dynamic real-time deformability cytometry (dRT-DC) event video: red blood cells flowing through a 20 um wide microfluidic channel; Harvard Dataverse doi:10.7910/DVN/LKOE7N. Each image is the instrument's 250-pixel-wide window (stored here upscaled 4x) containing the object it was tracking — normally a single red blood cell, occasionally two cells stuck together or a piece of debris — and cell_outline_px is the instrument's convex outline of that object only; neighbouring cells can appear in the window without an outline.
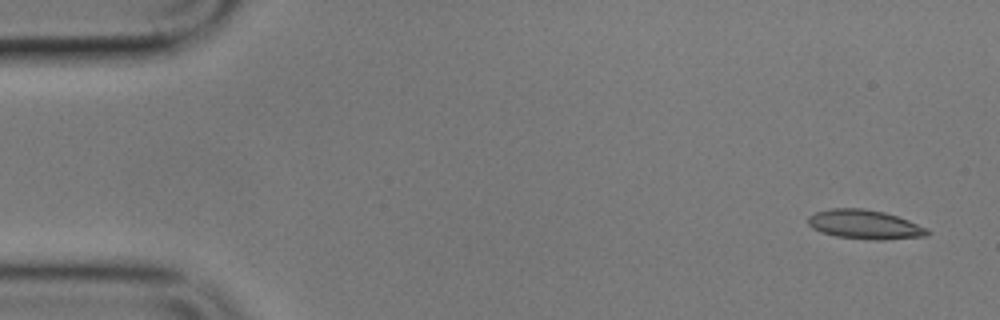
{"species": "common noctule bat (a hibernating species)", "species_latin": "Nyctalus noctula", "temperature_condition": "cold", "stored_images_in_passage": 4, "camera_frame_rate_fps": 3000, "um_per_image_px": 0.085, "animal": {"sex": "male", "body_mass_g": 17.9}, "frame": {"image": 1, "passage_image": 1, "time_ms": 0.0, "image_size_px": [1000, 320], "cell_outline_px": [[932, 232], [928, 236], [884, 240], [868, 240], [836, 236], [820, 232], [812, 228], [808, 224], [808, 216], [816, 212], [832, 208], [864, 208], [884, 212], [908, 220], [928, 228]], "centroid_in_image_um": [73.53, 19.09], "position_along_channel_um": 11.5, "area_um2": 20.52}}
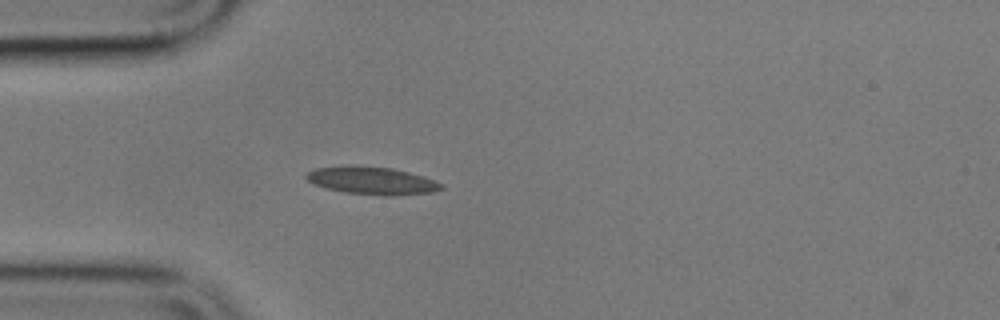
{"frame": {"image": 2, "passage_image": 4, "time_ms": 4.333, "image_size_px": [1000, 320], "cell_outline_px": [[444, 188], [432, 192], [392, 196], [344, 192], [328, 188], [316, 184], [308, 180], [304, 176], [308, 172], [316, 168], [348, 164], [352, 164], [392, 168], [424, 176], [444, 184]], "centroid_in_image_um": [31.64, 15.33], "position_along_channel_um": 53.4, "area_um2": 21.85}}